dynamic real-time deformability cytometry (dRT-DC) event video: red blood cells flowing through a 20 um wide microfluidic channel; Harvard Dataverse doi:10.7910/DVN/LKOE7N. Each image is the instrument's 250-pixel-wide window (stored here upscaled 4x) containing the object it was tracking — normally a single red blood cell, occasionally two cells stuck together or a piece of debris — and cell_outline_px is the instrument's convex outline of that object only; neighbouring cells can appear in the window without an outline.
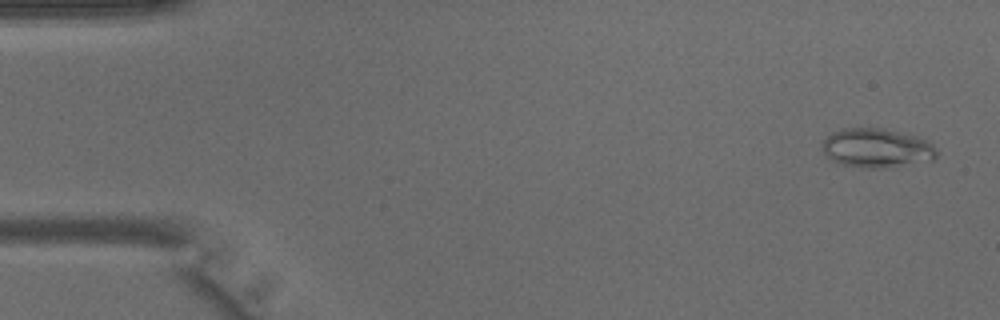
{"species": "common noctule bat (a hibernating species)", "species_latin": "Nyctalus noctula", "temperature_condition": "warm", "stored_images_in_passage": 5, "camera_frame_rate_fps": 3000, "um_per_image_px": 0.085, "animal": {"sex": "male", "body_mass_g": 15.6}, "frame": {"image": 1, "passage_image": 1, "time_ms": 0.0, "image_size_px": [1000, 320], "cell_outline_px": [[936, 156], [932, 160], [884, 168], [864, 168], [840, 164], [832, 160], [824, 152], [824, 140], [832, 132], [844, 128], [884, 128], [916, 136], [928, 140], [936, 148]], "centroid_in_image_um": [74.54, 12.58], "position_along_channel_um": 10.5, "area_um2": 25.95}}